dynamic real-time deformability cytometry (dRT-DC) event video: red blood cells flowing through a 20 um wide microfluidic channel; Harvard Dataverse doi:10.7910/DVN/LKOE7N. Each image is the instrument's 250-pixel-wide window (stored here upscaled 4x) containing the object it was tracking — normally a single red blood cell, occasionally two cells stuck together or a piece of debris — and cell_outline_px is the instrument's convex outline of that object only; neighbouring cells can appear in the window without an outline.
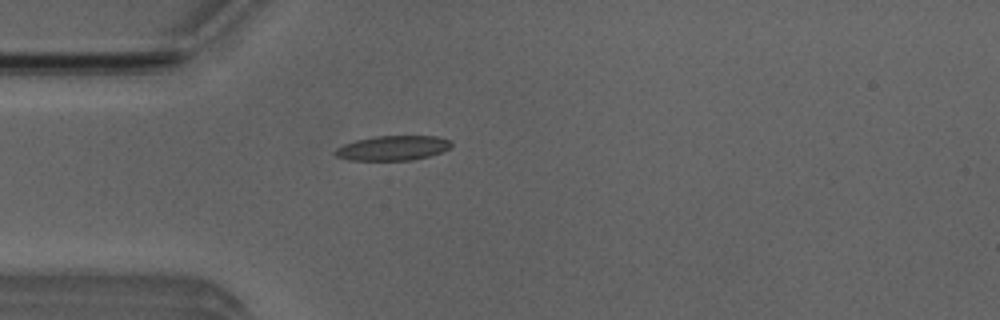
{"species": "Egyptian fruit bat (a non-hibernating species)", "species_latin": "Rousettus aegyptiacus", "temperature_condition": "room temperature", "stored_images_in_passage": 44, "camera_frame_rate_fps": 3000, "um_per_image_px": 0.085, "animal": {"sex": "male"}, "frame": {"image": 1, "passage_image": 7, "time_ms": 2.0, "image_size_px": [1000, 320], "cell_outline_px": [[452, 144], [448, 148], [440, 152], [428, 156], [412, 160], [348, 160], [336, 156], [332, 152], [336, 148], [344, 144], [356, 140], [376, 136], [436, 136], [452, 140]], "centroid_in_image_um": [33.36, 12.58], "position_along_channel_um": 51.6, "area_um2": 16.7}}
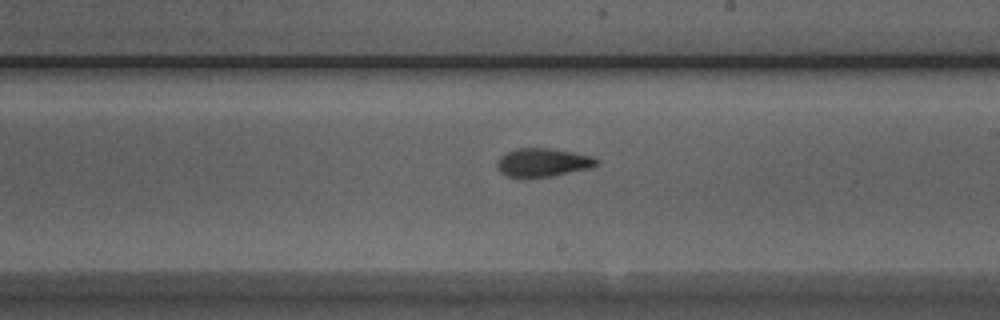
{"frame": {"image": 2, "passage_image": 22, "time_ms": 7.0, "image_size_px": [1000, 320], "cell_outline_px": [[600, 164], [592, 168], [552, 176], [508, 176], [500, 172], [496, 168], [496, 160], [500, 156], [516, 148], [552, 148], [592, 156], [600, 160]], "centroid_in_image_um": [46.18, 13.79], "position_along_channel_um": 242.8, "area_um2": 16.53}}
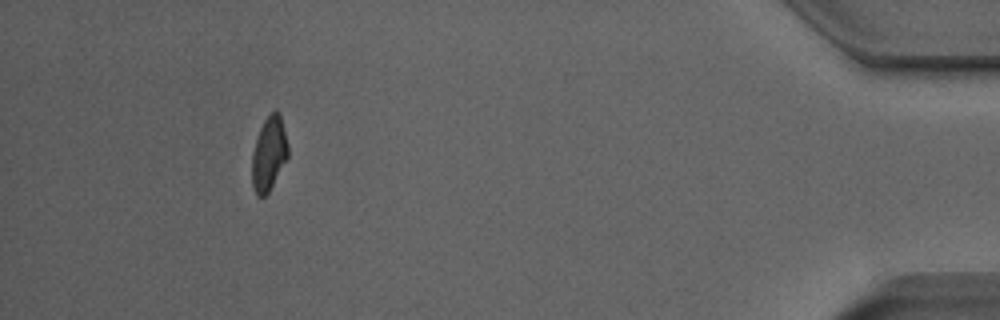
{"frame": {"image": 3, "passage_image": 40, "time_ms": 13.0, "image_size_px": [1000, 320], "cell_outline_px": [[288, 156], [268, 192], [264, 196], [256, 196], [252, 184], [252, 152], [260, 128], [264, 120], [276, 108], [280, 112], [288, 144]], "centroid_in_image_um": [22.85, 13.03], "position_along_channel_um": 412.3, "area_um2": 15.43}, "authors_computed_cell_mechanics": {"area_um2": 16.3285, "velocity_mm_per_s": 3.97, "shape_relaxation_time_tau1_ms": 10.2854, "shape_relaxation_time_tau2_ms": 2.0185, "deformation_change_tau1": 0.2425, "deformation_change_tau2": 0.0862}}